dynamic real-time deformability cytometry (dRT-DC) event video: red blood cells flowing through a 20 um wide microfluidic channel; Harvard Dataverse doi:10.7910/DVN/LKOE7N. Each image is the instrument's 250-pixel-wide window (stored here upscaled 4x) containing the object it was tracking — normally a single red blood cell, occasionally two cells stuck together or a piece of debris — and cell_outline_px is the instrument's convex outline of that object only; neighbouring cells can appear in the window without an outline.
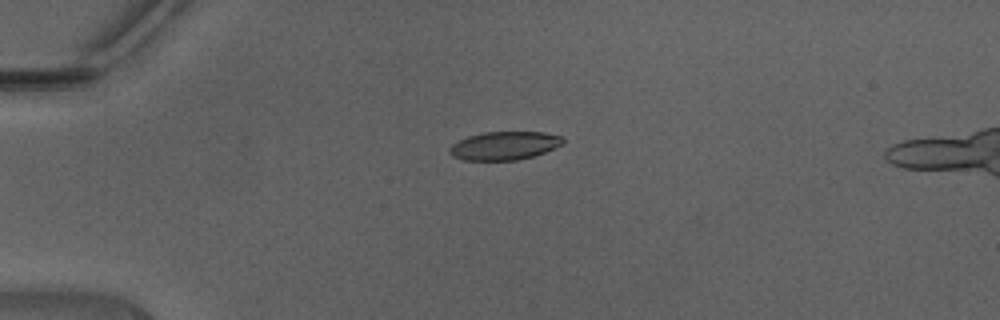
{"species": "Egyptian fruit bat (a non-hibernating species)", "species_latin": "Rousettus aegyptiacus", "temperature_condition": "warm", "stored_images_in_passage": 30, "camera_frame_rate_fps": 3000, "um_per_image_px": 0.085, "animal": {"sex": "male"}, "frame": {"image": 1, "passage_image": 1, "time_ms": 0.0, "image_size_px": [1000, 320], "cell_outline_px": [[564, 144], [544, 152], [532, 156], [516, 160], [464, 160], [452, 156], [448, 152], [448, 148], [452, 144], [468, 136], [484, 132], [544, 132], [560, 136], [564, 140]], "centroid_in_image_um": [42.85, 12.38], "position_along_channel_um": 42.2, "area_um2": 18.67}}
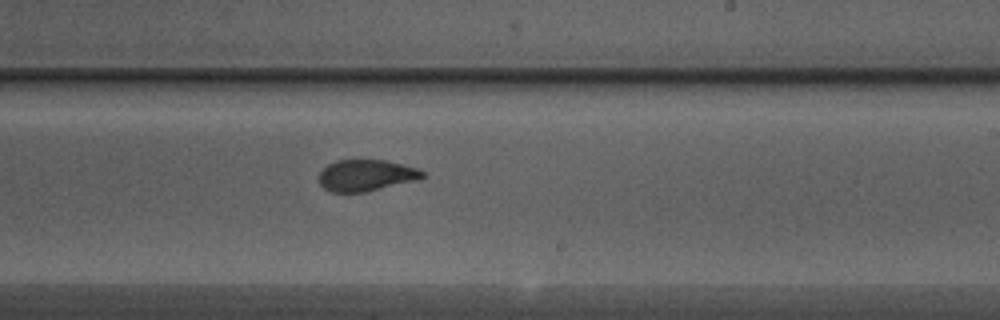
{"frame": {"image": 2, "passage_image": 18, "time_ms": 5.667, "image_size_px": [1000, 320], "cell_outline_px": [[424, 176], [416, 180], [364, 192], [332, 192], [324, 188], [320, 184], [320, 172], [328, 164], [336, 160], [388, 160], [416, 168], [424, 172]], "centroid_in_image_um": [31.1, 14.9], "position_along_channel_um": 257.9, "area_um2": 18.73}}
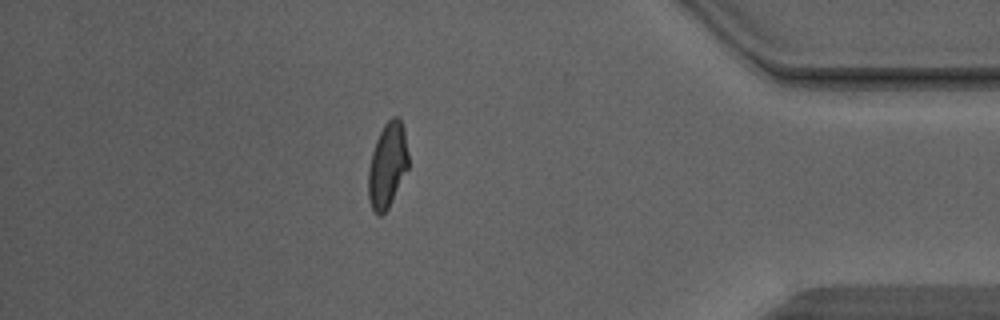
{"frame": {"image": 3, "passage_image": 30, "time_ms": 9.667, "image_size_px": [1000, 320], "cell_outline_px": [[408, 168], [388, 208], [380, 216], [372, 208], [368, 196], [368, 168], [372, 152], [376, 140], [384, 124], [392, 116], [400, 116], [404, 128], [408, 152]], "centroid_in_image_um": [32.93, 13.99], "position_along_channel_um": 402.3, "area_um2": 19.83}, "authors_computed_cell_mechanics": {"area_um2": 19.7387, "velocity_mm_per_s": 4.4534, "shape_relaxation_time_tau1_ms": 4.464, "shape_relaxation_time_tau2_ms": 1.0733, "deformation_change_tau1": 0.1658, "deformation_change_tau2": 0.0721}}